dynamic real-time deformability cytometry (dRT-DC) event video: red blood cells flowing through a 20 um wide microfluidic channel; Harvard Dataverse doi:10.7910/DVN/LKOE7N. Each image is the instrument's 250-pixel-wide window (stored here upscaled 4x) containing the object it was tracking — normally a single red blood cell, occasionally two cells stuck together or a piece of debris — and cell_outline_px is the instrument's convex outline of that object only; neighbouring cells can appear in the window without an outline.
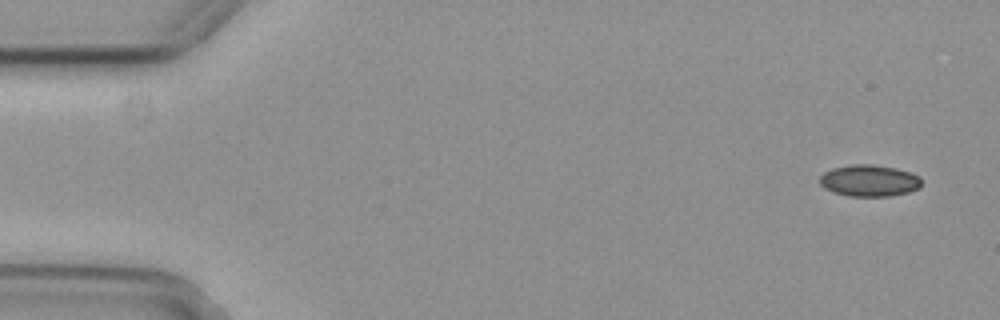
{"species": "common noctule bat (a hibernating species)", "species_latin": "Nyctalus noctula", "temperature_condition": "cold", "stored_images_in_passage": 2, "camera_frame_rate_fps": 3000, "um_per_image_px": 0.085, "animal": {"sex": "female", "body_mass_g": 29.2, "forearm_length_mm": 56.3}, "frame": {"image": 1, "passage_image": 2, "time_ms": 0.333, "image_size_px": [1000, 320], "cell_outline_px": [[920, 188], [908, 192], [888, 196], [848, 196], [832, 192], [824, 188], [820, 184], [820, 176], [824, 172], [832, 168], [852, 164], [872, 164], [896, 168], [912, 172], [920, 176]], "centroid_in_image_um": [73.88, 15.35], "position_along_channel_um": 11.1, "area_um2": 18.9}}